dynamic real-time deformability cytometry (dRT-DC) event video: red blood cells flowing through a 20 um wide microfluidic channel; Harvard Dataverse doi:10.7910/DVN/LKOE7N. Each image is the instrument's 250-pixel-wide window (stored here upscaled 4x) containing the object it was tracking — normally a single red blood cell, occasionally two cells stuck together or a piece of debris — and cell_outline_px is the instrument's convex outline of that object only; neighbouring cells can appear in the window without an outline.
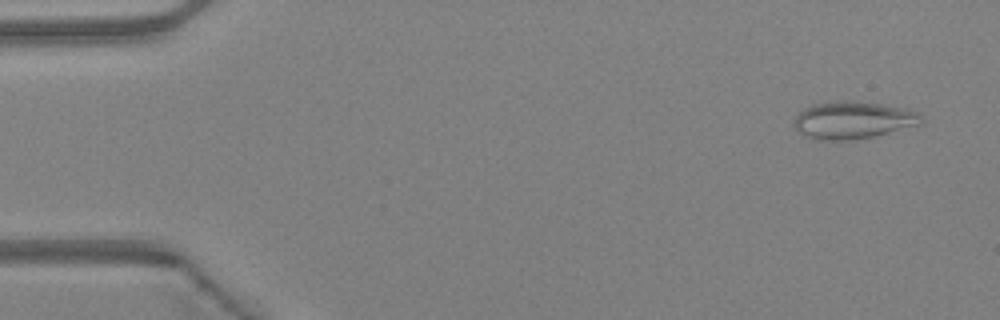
{"species": "Egyptian fruit bat (a non-hibernating species)", "species_latin": "Rousettus aegyptiacus", "temperature_condition": "warm", "stored_images_in_passage": 46, "camera_frame_rate_fps": 3000, "um_per_image_px": 0.085, "animal": {"sex": "female"}, "frame": {"image": 1, "passage_image": 2, "time_ms": 0.333, "image_size_px": [1000, 320], "cell_outline_px": [[924, 124], [872, 136], [852, 140], [816, 140], [804, 136], [796, 128], [796, 116], [804, 108], [812, 104], [840, 100], [848, 100], [880, 104], [908, 108], [916, 112], [924, 120]], "centroid_in_image_um": [72.53, 10.21], "position_along_channel_um": 12.5, "area_um2": 27.69}}
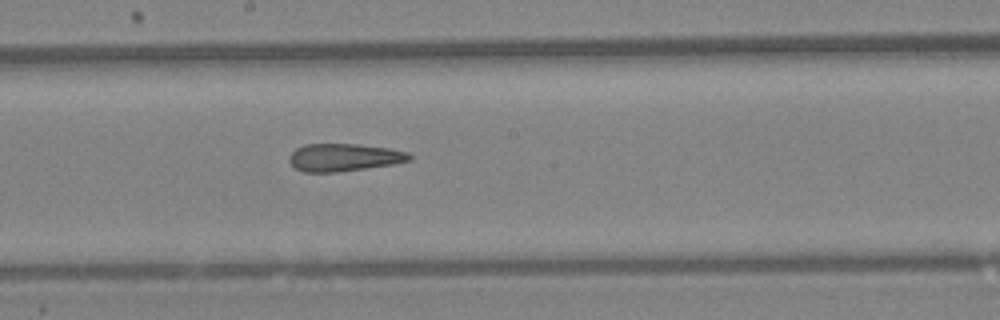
{"frame": {"image": 2, "passage_image": 25, "time_ms": 8.0, "image_size_px": [1000, 320], "cell_outline_px": [[412, 160], [392, 164], [336, 172], [304, 172], [296, 168], [288, 160], [288, 156], [296, 148], [304, 144], [360, 144], [388, 148], [408, 152], [412, 156]], "centroid_in_image_um": [29.22, 13.37], "position_along_channel_um": 219.0, "area_um2": 19.31}}
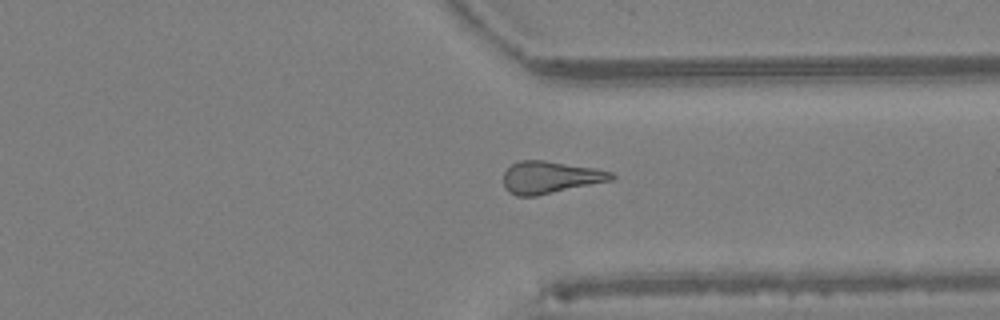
{"frame": {"image": 3, "passage_image": 35, "time_ms": 11.333, "image_size_px": [1000, 320], "cell_outline_px": [[616, 176], [612, 180], [536, 196], [516, 196], [508, 192], [504, 188], [504, 172], [512, 164], [520, 160], [544, 160], [596, 168], [612, 172]], "centroid_in_image_um": [46.75, 15.07], "position_along_channel_um": 364.6, "area_um2": 20.29}, "authors_computed_cell_mechanics": {"area_um2": 20.3167, "velocity_mm_per_s": 4.3595, "shape_relaxation_time_tau1_ms": null, "shape_relaxation_time_tau2_ms": 3.0952, "deformation_change_tau1": null, "deformation_change_tau2": 0.1572}}